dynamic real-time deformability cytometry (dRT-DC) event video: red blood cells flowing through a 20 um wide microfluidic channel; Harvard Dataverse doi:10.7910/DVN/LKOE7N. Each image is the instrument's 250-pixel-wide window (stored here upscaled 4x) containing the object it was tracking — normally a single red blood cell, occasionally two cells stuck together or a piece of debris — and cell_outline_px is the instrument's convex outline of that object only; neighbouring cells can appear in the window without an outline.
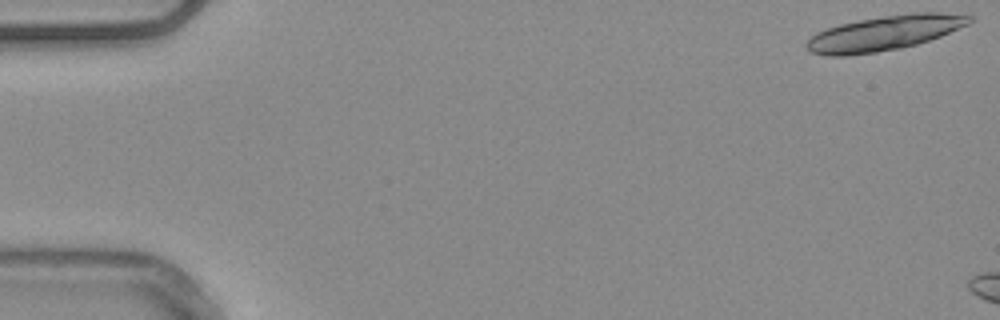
{"species": "common noctule bat (a hibernating species)", "species_latin": "Nyctalus noctula", "temperature_condition": "warm", "stored_images_in_passage": 6, "camera_frame_rate_fps": 3000, "um_per_image_px": 0.085, "animal": {"sex": "male", "body_mass_g": 20.4}, "frame": {"image": 1, "passage_image": 1, "time_ms": 0.0, "image_size_px": [1000, 320], "cell_outline_px": [[972, 20], [968, 24], [940, 36], [916, 44], [900, 48], [876, 52], [848, 56], [824, 56], [812, 52], [804, 44], [816, 32], [840, 24], [860, 20], [884, 16], [912, 12], [936, 12], [972, 16]], "centroid_in_image_um": [75.13, 2.82], "position_along_channel_um": 9.9, "area_um2": 32.71}}